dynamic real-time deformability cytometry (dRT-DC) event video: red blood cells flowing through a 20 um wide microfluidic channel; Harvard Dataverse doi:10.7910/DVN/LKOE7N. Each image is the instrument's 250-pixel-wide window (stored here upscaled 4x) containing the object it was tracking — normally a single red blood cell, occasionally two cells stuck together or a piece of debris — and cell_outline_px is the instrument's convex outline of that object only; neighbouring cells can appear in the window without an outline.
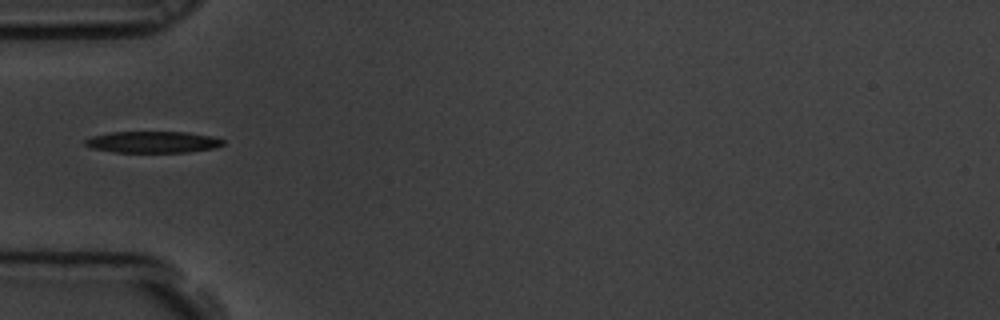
{"species": "common noctule bat (a hibernating species)", "species_latin": "Nyctalus noctula", "temperature_condition": "room temperature", "stored_images_in_passage": 12, "camera_frame_rate_fps": 3000, "um_per_image_px": 0.085, "animal": {"sex": "male", "body_mass_g": 19.5, "forearm_length_mm": 54.6}, "frame": {"image": 1, "passage_image": 4, "time_ms": 1.0, "image_size_px": [1000, 320], "cell_outline_px": [[224, 144], [216, 148], [188, 152], [116, 152], [92, 148], [84, 144], [84, 140], [92, 136], [112, 132], [188, 132], [212, 136], [224, 140]], "centroid_in_image_um": [13.02, 12.07], "position_along_channel_um": 72.0, "area_um2": 17.28}}
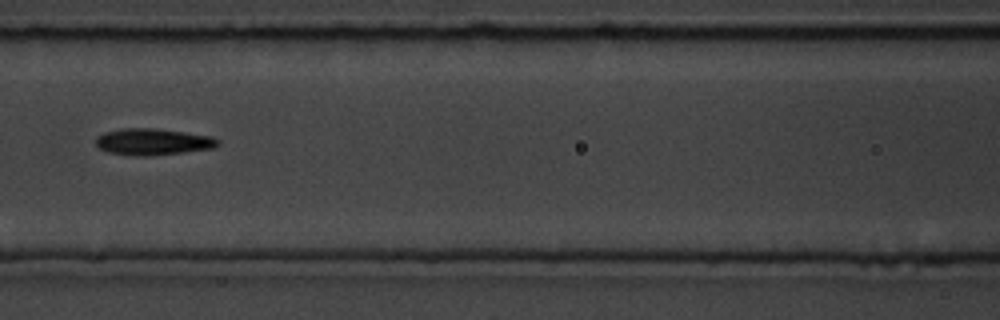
{"frame": {"image": 2, "passage_image": 6, "time_ms": 1.667, "image_size_px": [1000, 320], "cell_outline_px": [[220, 144], [212, 148], [148, 156], [136, 156], [108, 152], [100, 148], [96, 144], [96, 136], [104, 132], [120, 128], [156, 128], [212, 136], [220, 140]], "centroid_in_image_um": [12.98, 12.04], "position_along_channel_um": 153.6, "area_um2": 18.84}}